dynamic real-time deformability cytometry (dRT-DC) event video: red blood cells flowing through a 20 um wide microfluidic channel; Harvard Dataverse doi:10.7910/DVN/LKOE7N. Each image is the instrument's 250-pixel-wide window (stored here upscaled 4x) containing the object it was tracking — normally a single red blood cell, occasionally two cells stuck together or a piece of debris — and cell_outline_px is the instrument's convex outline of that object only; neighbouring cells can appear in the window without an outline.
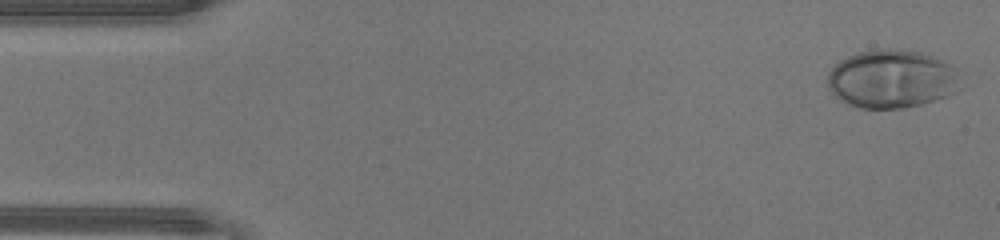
{"species": "human", "species_latin": "Homo sapiens", "temperature_condition": "warm", "stored_images_in_passage": 46, "camera_frame_rate_fps": 3000, "um_per_image_px": 0.085, "donor": {"sex": "male"}, "frame": {"image": 1, "passage_image": 1, "time_ms": 0.0, "image_size_px": [1000, 240], "cell_outline_px": [[964, 88], [948, 96], [920, 104], [904, 108], [860, 108], [848, 104], [840, 100], [828, 88], [828, 72], [840, 60], [848, 56], [860, 52], [884, 48], [888, 48], [920, 52], [932, 56], [956, 68]], "centroid_in_image_um": [75.83, 6.72], "position_along_channel_um": 9.2, "area_um2": 45.37}}
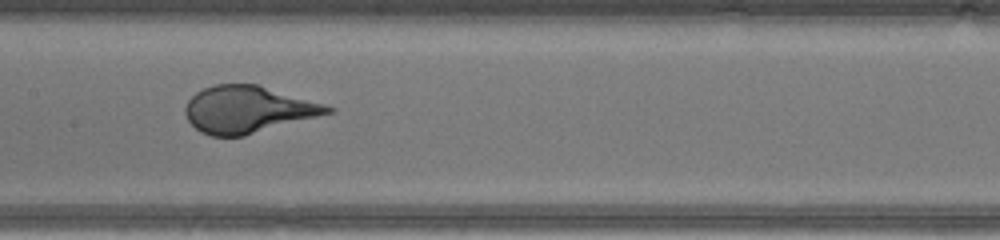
{"frame": {"image": 2, "passage_image": 22, "time_ms": 7.0, "image_size_px": [1000, 240], "cell_outline_px": [[336, 112], [244, 136], [212, 136], [200, 132], [188, 120], [184, 112], [184, 108], [188, 100], [196, 92], [204, 88], [216, 84], [256, 84], [324, 104], [336, 108]], "centroid_in_image_um": [21.08, 9.31], "position_along_channel_um": 186.3, "area_um2": 38.9}}
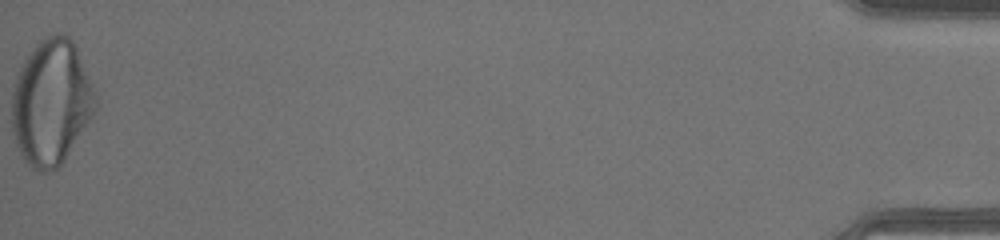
{"frame": {"image": 3, "passage_image": 46, "time_ms": 15.0, "image_size_px": [1000, 240], "cell_outline_px": [[96, 108], [92, 116], [64, 160], [56, 168], [48, 172], [40, 172], [32, 168], [24, 160], [16, 144], [12, 128], [12, 92], [20, 68], [24, 60], [36, 44], [44, 36], [56, 32], [60, 32], [68, 36], [72, 40], [76, 48], [92, 84], [96, 96]], "centroid_in_image_um": [4.34, 8.69], "position_along_channel_um": 430.9, "area_um2": 60.69}}